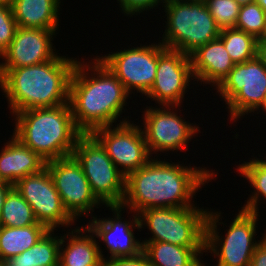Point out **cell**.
Segmentation results:
<instances>
[{
	"label": "cell",
	"instance_id": "obj_1",
	"mask_svg": "<svg viewBox=\"0 0 266 266\" xmlns=\"http://www.w3.org/2000/svg\"><path fill=\"white\" fill-rule=\"evenodd\" d=\"M155 157L126 177L123 210L129 208L131 213L138 214L149 208L197 207L192 198L218 176L213 169L169 163Z\"/></svg>",
	"mask_w": 266,
	"mask_h": 266
},
{
	"label": "cell",
	"instance_id": "obj_2",
	"mask_svg": "<svg viewBox=\"0 0 266 266\" xmlns=\"http://www.w3.org/2000/svg\"><path fill=\"white\" fill-rule=\"evenodd\" d=\"M92 60L76 63L69 86L72 116L83 134L116 124L130 96L121 81L97 56Z\"/></svg>",
	"mask_w": 266,
	"mask_h": 266
},
{
	"label": "cell",
	"instance_id": "obj_3",
	"mask_svg": "<svg viewBox=\"0 0 266 266\" xmlns=\"http://www.w3.org/2000/svg\"><path fill=\"white\" fill-rule=\"evenodd\" d=\"M77 58L60 56L32 66L0 69V87L15 113L69 102L70 79Z\"/></svg>",
	"mask_w": 266,
	"mask_h": 266
},
{
	"label": "cell",
	"instance_id": "obj_4",
	"mask_svg": "<svg viewBox=\"0 0 266 266\" xmlns=\"http://www.w3.org/2000/svg\"><path fill=\"white\" fill-rule=\"evenodd\" d=\"M13 136L45 162L72 155L83 134L75 125L68 103L15 113Z\"/></svg>",
	"mask_w": 266,
	"mask_h": 266
},
{
	"label": "cell",
	"instance_id": "obj_5",
	"mask_svg": "<svg viewBox=\"0 0 266 266\" xmlns=\"http://www.w3.org/2000/svg\"><path fill=\"white\" fill-rule=\"evenodd\" d=\"M163 5L167 21L160 43L164 47L190 55L220 36L204 0H165Z\"/></svg>",
	"mask_w": 266,
	"mask_h": 266
},
{
	"label": "cell",
	"instance_id": "obj_6",
	"mask_svg": "<svg viewBox=\"0 0 266 266\" xmlns=\"http://www.w3.org/2000/svg\"><path fill=\"white\" fill-rule=\"evenodd\" d=\"M236 215L223 237L217 230V226L223 224L219 222L222 220L221 212L208 211L205 253L218 257L216 266H250L254 250L261 242L255 239L259 213L241 208Z\"/></svg>",
	"mask_w": 266,
	"mask_h": 266
},
{
	"label": "cell",
	"instance_id": "obj_7",
	"mask_svg": "<svg viewBox=\"0 0 266 266\" xmlns=\"http://www.w3.org/2000/svg\"><path fill=\"white\" fill-rule=\"evenodd\" d=\"M209 209L149 208L138 213L141 228L151 232L142 242H166L183 247H205V229Z\"/></svg>",
	"mask_w": 266,
	"mask_h": 266
},
{
	"label": "cell",
	"instance_id": "obj_8",
	"mask_svg": "<svg viewBox=\"0 0 266 266\" xmlns=\"http://www.w3.org/2000/svg\"><path fill=\"white\" fill-rule=\"evenodd\" d=\"M72 155L81 165L92 193L102 205L123 203L126 177L92 134H82L77 139Z\"/></svg>",
	"mask_w": 266,
	"mask_h": 266
},
{
	"label": "cell",
	"instance_id": "obj_9",
	"mask_svg": "<svg viewBox=\"0 0 266 266\" xmlns=\"http://www.w3.org/2000/svg\"><path fill=\"white\" fill-rule=\"evenodd\" d=\"M215 90L227 104L230 121L258 114L266 97V68L257 57L236 63Z\"/></svg>",
	"mask_w": 266,
	"mask_h": 266
},
{
	"label": "cell",
	"instance_id": "obj_10",
	"mask_svg": "<svg viewBox=\"0 0 266 266\" xmlns=\"http://www.w3.org/2000/svg\"><path fill=\"white\" fill-rule=\"evenodd\" d=\"M159 107L148 106L142 114L144 125L142 132L149 153L151 156L156 154L158 157L159 151L162 153L169 150L183 152L187 149L189 140L192 141L191 138L200 132L199 125L194 126L193 123L191 124L178 115L177 108L181 106L162 105L161 107L160 105ZM173 108L176 110L173 111Z\"/></svg>",
	"mask_w": 266,
	"mask_h": 266
},
{
	"label": "cell",
	"instance_id": "obj_11",
	"mask_svg": "<svg viewBox=\"0 0 266 266\" xmlns=\"http://www.w3.org/2000/svg\"><path fill=\"white\" fill-rule=\"evenodd\" d=\"M123 117L116 127L114 125L100 127L91 134L105 148L107 155L120 172L127 177L146 165L152 156L146 145L142 128Z\"/></svg>",
	"mask_w": 266,
	"mask_h": 266
},
{
	"label": "cell",
	"instance_id": "obj_12",
	"mask_svg": "<svg viewBox=\"0 0 266 266\" xmlns=\"http://www.w3.org/2000/svg\"><path fill=\"white\" fill-rule=\"evenodd\" d=\"M141 45L97 58L121 81L129 94L136 90L145 96L156 77L158 44Z\"/></svg>",
	"mask_w": 266,
	"mask_h": 266
},
{
	"label": "cell",
	"instance_id": "obj_13",
	"mask_svg": "<svg viewBox=\"0 0 266 266\" xmlns=\"http://www.w3.org/2000/svg\"><path fill=\"white\" fill-rule=\"evenodd\" d=\"M14 187L29 203L38 223L48 230L75 225L73 223L77 220L65 209L46 167L36 174L19 179Z\"/></svg>",
	"mask_w": 266,
	"mask_h": 266
},
{
	"label": "cell",
	"instance_id": "obj_14",
	"mask_svg": "<svg viewBox=\"0 0 266 266\" xmlns=\"http://www.w3.org/2000/svg\"><path fill=\"white\" fill-rule=\"evenodd\" d=\"M45 167L65 209L75 220L86 213L93 215L94 207H100L102 203L92 193L81 165L73 155L46 162Z\"/></svg>",
	"mask_w": 266,
	"mask_h": 266
},
{
	"label": "cell",
	"instance_id": "obj_15",
	"mask_svg": "<svg viewBox=\"0 0 266 266\" xmlns=\"http://www.w3.org/2000/svg\"><path fill=\"white\" fill-rule=\"evenodd\" d=\"M191 80L194 76L190 56L158 42L156 77L146 98L153 99L159 106H181Z\"/></svg>",
	"mask_w": 266,
	"mask_h": 266
},
{
	"label": "cell",
	"instance_id": "obj_16",
	"mask_svg": "<svg viewBox=\"0 0 266 266\" xmlns=\"http://www.w3.org/2000/svg\"><path fill=\"white\" fill-rule=\"evenodd\" d=\"M113 212V218H97L91 216L88 225L90 231L106 245L107 251L110 253L109 258L136 256L143 251L141 240L136 239L134 228L141 229L138 214L134 212L131 221L122 220L121 205L107 206ZM93 218V219H92Z\"/></svg>",
	"mask_w": 266,
	"mask_h": 266
},
{
	"label": "cell",
	"instance_id": "obj_17",
	"mask_svg": "<svg viewBox=\"0 0 266 266\" xmlns=\"http://www.w3.org/2000/svg\"><path fill=\"white\" fill-rule=\"evenodd\" d=\"M56 32L18 26L8 49L0 57L4 62L0 63V69L32 66L55 59L59 53L51 41Z\"/></svg>",
	"mask_w": 266,
	"mask_h": 266
},
{
	"label": "cell",
	"instance_id": "obj_18",
	"mask_svg": "<svg viewBox=\"0 0 266 266\" xmlns=\"http://www.w3.org/2000/svg\"><path fill=\"white\" fill-rule=\"evenodd\" d=\"M189 56L194 81H200L201 85L203 82L217 87L235 66L219 37L198 47Z\"/></svg>",
	"mask_w": 266,
	"mask_h": 266
},
{
	"label": "cell",
	"instance_id": "obj_19",
	"mask_svg": "<svg viewBox=\"0 0 266 266\" xmlns=\"http://www.w3.org/2000/svg\"><path fill=\"white\" fill-rule=\"evenodd\" d=\"M97 241L88 227H75L61 236L59 261L64 266H103L105 254Z\"/></svg>",
	"mask_w": 266,
	"mask_h": 266
},
{
	"label": "cell",
	"instance_id": "obj_20",
	"mask_svg": "<svg viewBox=\"0 0 266 266\" xmlns=\"http://www.w3.org/2000/svg\"><path fill=\"white\" fill-rule=\"evenodd\" d=\"M0 151V181L15 185L17 181L45 168L46 162L15 136Z\"/></svg>",
	"mask_w": 266,
	"mask_h": 266
},
{
	"label": "cell",
	"instance_id": "obj_21",
	"mask_svg": "<svg viewBox=\"0 0 266 266\" xmlns=\"http://www.w3.org/2000/svg\"><path fill=\"white\" fill-rule=\"evenodd\" d=\"M60 0H16L12 6L19 27L58 30Z\"/></svg>",
	"mask_w": 266,
	"mask_h": 266
},
{
	"label": "cell",
	"instance_id": "obj_22",
	"mask_svg": "<svg viewBox=\"0 0 266 266\" xmlns=\"http://www.w3.org/2000/svg\"><path fill=\"white\" fill-rule=\"evenodd\" d=\"M150 266H199L205 247H183L166 242H142Z\"/></svg>",
	"mask_w": 266,
	"mask_h": 266
},
{
	"label": "cell",
	"instance_id": "obj_23",
	"mask_svg": "<svg viewBox=\"0 0 266 266\" xmlns=\"http://www.w3.org/2000/svg\"><path fill=\"white\" fill-rule=\"evenodd\" d=\"M60 242L61 236H56L54 230H48L32 247L11 257L7 261L8 266H57Z\"/></svg>",
	"mask_w": 266,
	"mask_h": 266
},
{
	"label": "cell",
	"instance_id": "obj_24",
	"mask_svg": "<svg viewBox=\"0 0 266 266\" xmlns=\"http://www.w3.org/2000/svg\"><path fill=\"white\" fill-rule=\"evenodd\" d=\"M48 229L43 224L26 227L0 226V259L8 261L32 247Z\"/></svg>",
	"mask_w": 266,
	"mask_h": 266
},
{
	"label": "cell",
	"instance_id": "obj_25",
	"mask_svg": "<svg viewBox=\"0 0 266 266\" xmlns=\"http://www.w3.org/2000/svg\"><path fill=\"white\" fill-rule=\"evenodd\" d=\"M255 158V159H254ZM249 162L243 161V163L237 166L238 174L240 173L242 177L248 180L250 186L255 190L252 192V196L249 195V199L246 204L241 207L242 209L259 212L258 203H260V198L266 200V157L265 160L254 157Z\"/></svg>",
	"mask_w": 266,
	"mask_h": 266
},
{
	"label": "cell",
	"instance_id": "obj_26",
	"mask_svg": "<svg viewBox=\"0 0 266 266\" xmlns=\"http://www.w3.org/2000/svg\"><path fill=\"white\" fill-rule=\"evenodd\" d=\"M40 224L29 203L13 187L7 194L0 215V226L26 227Z\"/></svg>",
	"mask_w": 266,
	"mask_h": 266
},
{
	"label": "cell",
	"instance_id": "obj_27",
	"mask_svg": "<svg viewBox=\"0 0 266 266\" xmlns=\"http://www.w3.org/2000/svg\"><path fill=\"white\" fill-rule=\"evenodd\" d=\"M219 38L234 63H243L256 57L257 39L237 28L222 29Z\"/></svg>",
	"mask_w": 266,
	"mask_h": 266
},
{
	"label": "cell",
	"instance_id": "obj_28",
	"mask_svg": "<svg viewBox=\"0 0 266 266\" xmlns=\"http://www.w3.org/2000/svg\"><path fill=\"white\" fill-rule=\"evenodd\" d=\"M265 23L266 13L256 2H253L241 6L235 28L254 36L258 40L264 33Z\"/></svg>",
	"mask_w": 266,
	"mask_h": 266
},
{
	"label": "cell",
	"instance_id": "obj_29",
	"mask_svg": "<svg viewBox=\"0 0 266 266\" xmlns=\"http://www.w3.org/2000/svg\"><path fill=\"white\" fill-rule=\"evenodd\" d=\"M217 26L235 28L241 6L235 0H204Z\"/></svg>",
	"mask_w": 266,
	"mask_h": 266
},
{
	"label": "cell",
	"instance_id": "obj_30",
	"mask_svg": "<svg viewBox=\"0 0 266 266\" xmlns=\"http://www.w3.org/2000/svg\"><path fill=\"white\" fill-rule=\"evenodd\" d=\"M17 27L12 7L0 4V57L12 42Z\"/></svg>",
	"mask_w": 266,
	"mask_h": 266
},
{
	"label": "cell",
	"instance_id": "obj_31",
	"mask_svg": "<svg viewBox=\"0 0 266 266\" xmlns=\"http://www.w3.org/2000/svg\"><path fill=\"white\" fill-rule=\"evenodd\" d=\"M165 0H117L124 16L140 15L143 11L151 10L158 5L164 4ZM162 3V4H160Z\"/></svg>",
	"mask_w": 266,
	"mask_h": 266
},
{
	"label": "cell",
	"instance_id": "obj_32",
	"mask_svg": "<svg viewBox=\"0 0 266 266\" xmlns=\"http://www.w3.org/2000/svg\"><path fill=\"white\" fill-rule=\"evenodd\" d=\"M103 266H150V264L142 251L136 256L105 258Z\"/></svg>",
	"mask_w": 266,
	"mask_h": 266
},
{
	"label": "cell",
	"instance_id": "obj_33",
	"mask_svg": "<svg viewBox=\"0 0 266 266\" xmlns=\"http://www.w3.org/2000/svg\"><path fill=\"white\" fill-rule=\"evenodd\" d=\"M262 235L261 242L254 250L250 266H266V232Z\"/></svg>",
	"mask_w": 266,
	"mask_h": 266
},
{
	"label": "cell",
	"instance_id": "obj_34",
	"mask_svg": "<svg viewBox=\"0 0 266 266\" xmlns=\"http://www.w3.org/2000/svg\"><path fill=\"white\" fill-rule=\"evenodd\" d=\"M256 57L266 68V40H257Z\"/></svg>",
	"mask_w": 266,
	"mask_h": 266
},
{
	"label": "cell",
	"instance_id": "obj_35",
	"mask_svg": "<svg viewBox=\"0 0 266 266\" xmlns=\"http://www.w3.org/2000/svg\"><path fill=\"white\" fill-rule=\"evenodd\" d=\"M14 186L6 183L4 181H0V215L2 212L4 200L8 194V192L13 188Z\"/></svg>",
	"mask_w": 266,
	"mask_h": 266
},
{
	"label": "cell",
	"instance_id": "obj_36",
	"mask_svg": "<svg viewBox=\"0 0 266 266\" xmlns=\"http://www.w3.org/2000/svg\"><path fill=\"white\" fill-rule=\"evenodd\" d=\"M15 1L16 0H0V4L12 7Z\"/></svg>",
	"mask_w": 266,
	"mask_h": 266
},
{
	"label": "cell",
	"instance_id": "obj_37",
	"mask_svg": "<svg viewBox=\"0 0 266 266\" xmlns=\"http://www.w3.org/2000/svg\"><path fill=\"white\" fill-rule=\"evenodd\" d=\"M255 2L264 10L266 13V0H255Z\"/></svg>",
	"mask_w": 266,
	"mask_h": 266
},
{
	"label": "cell",
	"instance_id": "obj_38",
	"mask_svg": "<svg viewBox=\"0 0 266 266\" xmlns=\"http://www.w3.org/2000/svg\"><path fill=\"white\" fill-rule=\"evenodd\" d=\"M240 6L255 2V0H235Z\"/></svg>",
	"mask_w": 266,
	"mask_h": 266
},
{
	"label": "cell",
	"instance_id": "obj_39",
	"mask_svg": "<svg viewBox=\"0 0 266 266\" xmlns=\"http://www.w3.org/2000/svg\"><path fill=\"white\" fill-rule=\"evenodd\" d=\"M258 110H259V112H260V110H263L262 113L263 112L266 113V97H265L263 104L261 105V107Z\"/></svg>",
	"mask_w": 266,
	"mask_h": 266
},
{
	"label": "cell",
	"instance_id": "obj_40",
	"mask_svg": "<svg viewBox=\"0 0 266 266\" xmlns=\"http://www.w3.org/2000/svg\"><path fill=\"white\" fill-rule=\"evenodd\" d=\"M258 40H266V23H265V30H264V33L262 35V37Z\"/></svg>",
	"mask_w": 266,
	"mask_h": 266
},
{
	"label": "cell",
	"instance_id": "obj_41",
	"mask_svg": "<svg viewBox=\"0 0 266 266\" xmlns=\"http://www.w3.org/2000/svg\"><path fill=\"white\" fill-rule=\"evenodd\" d=\"M7 265H8L7 261L0 259V266H7Z\"/></svg>",
	"mask_w": 266,
	"mask_h": 266
},
{
	"label": "cell",
	"instance_id": "obj_42",
	"mask_svg": "<svg viewBox=\"0 0 266 266\" xmlns=\"http://www.w3.org/2000/svg\"><path fill=\"white\" fill-rule=\"evenodd\" d=\"M57 266H64V265L59 261Z\"/></svg>",
	"mask_w": 266,
	"mask_h": 266
},
{
	"label": "cell",
	"instance_id": "obj_43",
	"mask_svg": "<svg viewBox=\"0 0 266 266\" xmlns=\"http://www.w3.org/2000/svg\"><path fill=\"white\" fill-rule=\"evenodd\" d=\"M199 266H207V265H205L204 262H202Z\"/></svg>",
	"mask_w": 266,
	"mask_h": 266
}]
</instances>
